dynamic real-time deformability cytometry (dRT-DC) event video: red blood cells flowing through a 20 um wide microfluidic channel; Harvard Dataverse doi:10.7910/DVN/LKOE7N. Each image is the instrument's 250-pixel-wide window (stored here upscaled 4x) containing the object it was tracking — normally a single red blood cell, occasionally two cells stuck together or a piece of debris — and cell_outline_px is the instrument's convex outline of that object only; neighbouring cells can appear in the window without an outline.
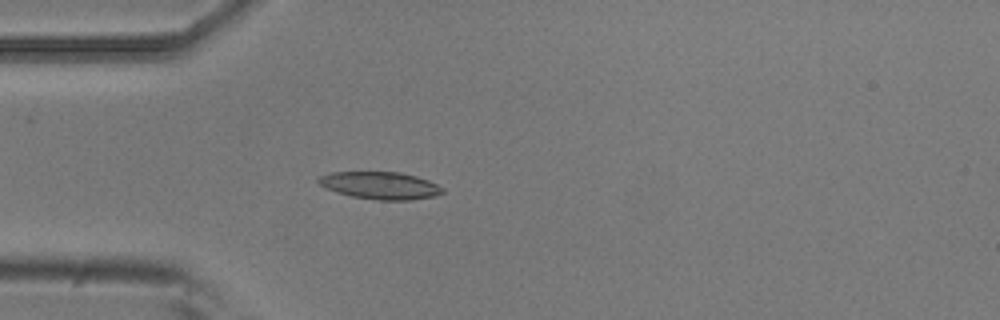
{"species": "common noctule bat (a hibernating species)", "species_latin": "Nyctalus noctula", "temperature_condition": "room temperature", "stored_images_in_passage": 4, "camera_frame_rate_fps": 3000, "um_per_image_px": 0.085, "animal": {"sex": "male", "body_mass_g": 20.5, "forearm_length_mm": 52.5}, "frame": {"image": 1, "passage_image": 4, "time_ms": 1.0, "image_size_px": [1000, 320], "cell_outline_px": [[444, 192], [436, 196], [412, 200], [376, 200], [352, 196], [328, 188], [320, 184], [316, 180], [320, 176], [332, 172], [400, 172], [416, 176], [428, 180], [444, 188]], "centroid_in_image_um": [32.38, 15.76], "position_along_channel_um": 52.6, "area_um2": 19.65}}